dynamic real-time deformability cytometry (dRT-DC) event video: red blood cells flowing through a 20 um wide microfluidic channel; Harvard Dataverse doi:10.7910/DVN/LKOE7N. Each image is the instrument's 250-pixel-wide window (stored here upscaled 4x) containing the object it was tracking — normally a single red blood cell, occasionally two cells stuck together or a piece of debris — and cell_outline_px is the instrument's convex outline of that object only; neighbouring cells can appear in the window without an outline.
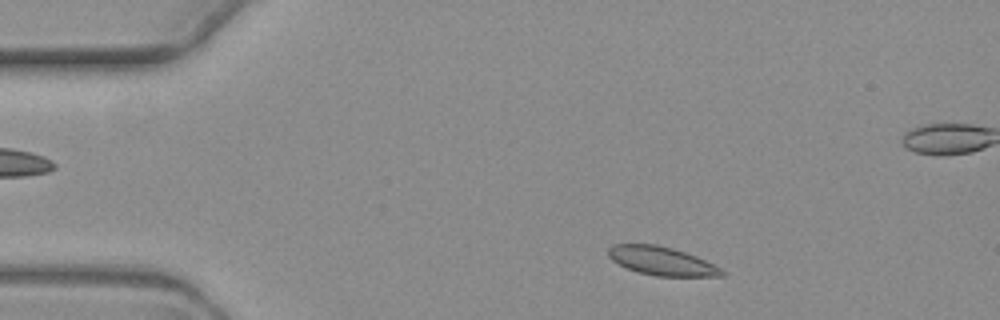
{"species": "common noctule bat (a hibernating species)", "species_latin": "Nyctalus noctula", "temperature_condition": "warm", "stored_images_in_passage": 4, "camera_frame_rate_fps": 3000, "um_per_image_px": 0.085, "animal": {"sex": "female", "body_mass_g": 19.3, "forearm_length_mm": 54.1}, "frame": {"image": 1, "passage_image": 2, "time_ms": 1.0, "image_size_px": [1000, 320], "cell_outline_px": [[724, 276], [656, 276], [640, 272], [628, 268], [612, 260], [608, 256], [608, 248], [612, 244], [656, 244], [672, 248], [696, 256], [720, 268], [724, 272]], "centroid_in_image_um": [56.22, 22.17], "position_along_channel_um": 28.8, "area_um2": 18.61}}